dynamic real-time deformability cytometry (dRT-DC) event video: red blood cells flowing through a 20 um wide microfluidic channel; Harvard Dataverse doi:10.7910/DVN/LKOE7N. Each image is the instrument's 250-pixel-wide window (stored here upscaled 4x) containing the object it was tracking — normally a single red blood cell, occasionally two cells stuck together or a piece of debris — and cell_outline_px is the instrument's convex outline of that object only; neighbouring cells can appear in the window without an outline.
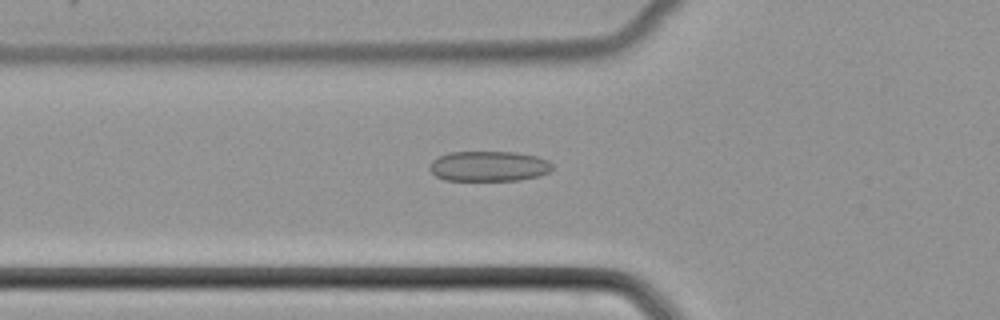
{"species": "common noctule bat (a hibernating species)", "species_latin": "Nyctalus noctula", "temperature_condition": "cold", "stored_images_in_passage": 52, "camera_frame_rate_fps": 3000, "um_per_image_px": 0.085, "animal": {"sex": "female", "body_mass_g": 22.7, "forearm_length_mm": 54.2}, "frame": {"image": 1, "passage_image": 19, "time_ms": 6.0, "image_size_px": [1000, 320], "cell_outline_px": [[552, 168], [548, 172], [540, 176], [520, 180], [444, 180], [436, 176], [428, 168], [428, 164], [432, 160], [448, 152], [516, 152], [536, 156], [548, 160], [552, 164]], "centroid_in_image_um": [41.53, 14.12], "position_along_channel_um": 84.3, "area_um2": 21.73}}
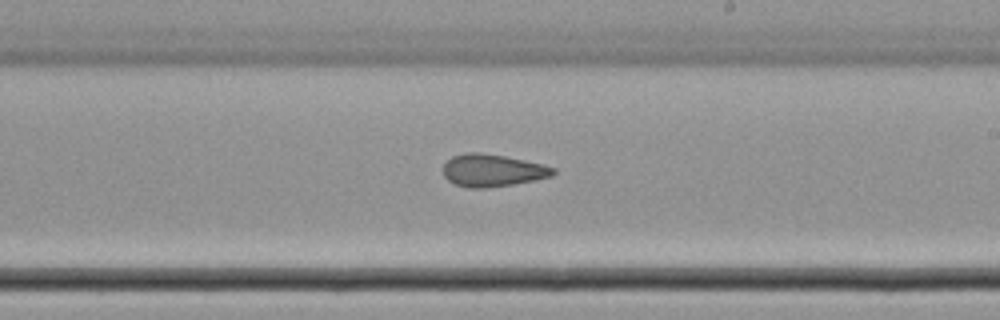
{"frame": {"image": 2, "passage_image": 31, "time_ms": 10.0, "image_size_px": [1000, 320], "cell_outline_px": [[556, 172], [552, 176], [536, 180], [512, 184], [484, 188], [468, 188], [456, 184], [448, 180], [444, 176], [444, 164], [452, 156], [464, 152], [480, 152], [504, 156], [524, 160], [556, 168]], "centroid_in_image_um": [41.85, 14.48], "position_along_channel_um": 247.1, "area_um2": 20.69}}
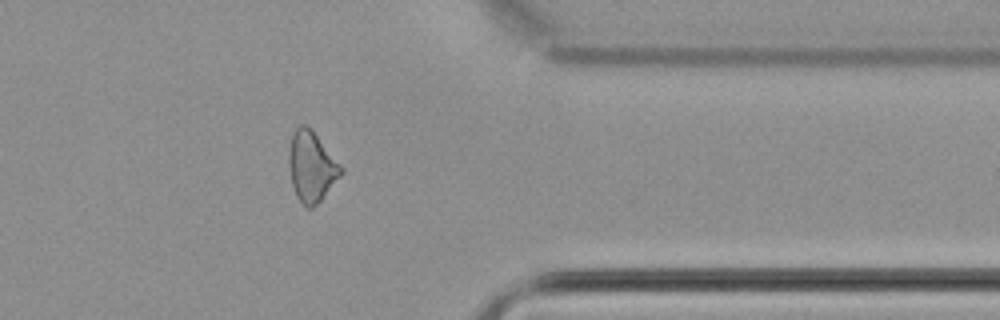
{"frame": {"image": 3, "passage_image": 42, "time_ms": 13.667, "image_size_px": [1000, 320], "cell_outline_px": [[344, 172], [320, 200], [312, 208], [308, 208], [296, 196], [292, 184], [288, 164], [288, 152], [292, 132], [300, 124], [304, 124], [312, 128], [344, 168]], "centroid_in_image_um": [26.48, 14.11], "position_along_channel_um": 384.9, "area_um2": 21.5}}